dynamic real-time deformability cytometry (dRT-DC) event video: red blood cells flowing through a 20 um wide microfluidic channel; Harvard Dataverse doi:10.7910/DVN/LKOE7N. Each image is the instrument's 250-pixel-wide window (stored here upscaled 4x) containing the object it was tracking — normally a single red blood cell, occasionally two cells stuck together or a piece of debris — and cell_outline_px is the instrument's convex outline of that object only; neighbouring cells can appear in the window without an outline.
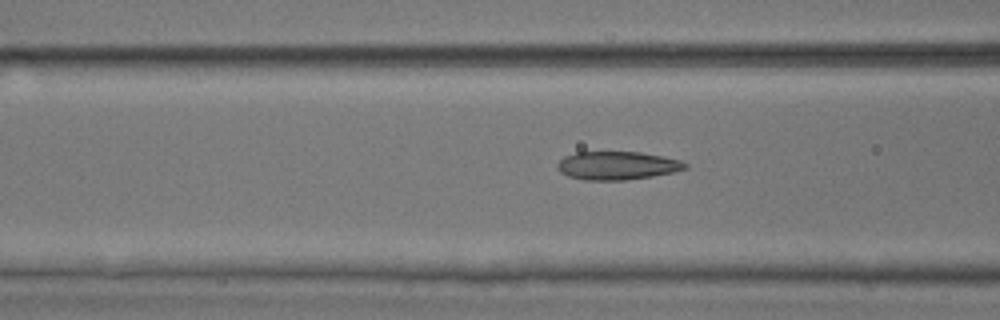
{"species": "common noctule bat (a hibernating species)", "species_latin": "Nyctalus noctula", "temperature_condition": "room temperature", "stored_images_in_passage": 42, "camera_frame_rate_fps": 3000, "um_per_image_px": 0.085, "animal": {"sex": "male", "body_mass_g": 17.9, "forearm_length_mm": 54.2}, "frame": {"image": 1, "passage_image": 21, "time_ms": 6.667, "image_size_px": [1000, 320], "cell_outline_px": [[688, 168], [672, 172], [652, 176], [624, 180], [584, 180], [568, 176], [560, 172], [556, 168], [556, 164], [564, 156], [576, 152], [640, 152], [664, 156], [680, 160], [688, 164]], "centroid_in_image_um": [52.44, 14.07], "position_along_channel_um": 114.2, "area_um2": 21.15}}
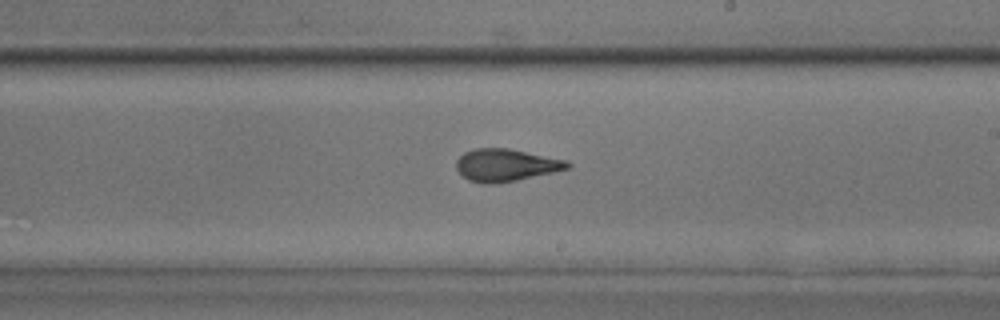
{"frame": {"image": 2, "passage_image": 31, "time_ms": 10.0, "image_size_px": [1000, 320], "cell_outline_px": [[572, 164], [568, 168], [552, 172], [516, 180], [496, 184], [480, 184], [468, 180], [456, 168], [456, 160], [464, 152], [476, 148], [508, 148], [568, 160]], "centroid_in_image_um": [42.98, 14.03], "position_along_channel_um": 246.0, "area_um2": 20.98}}
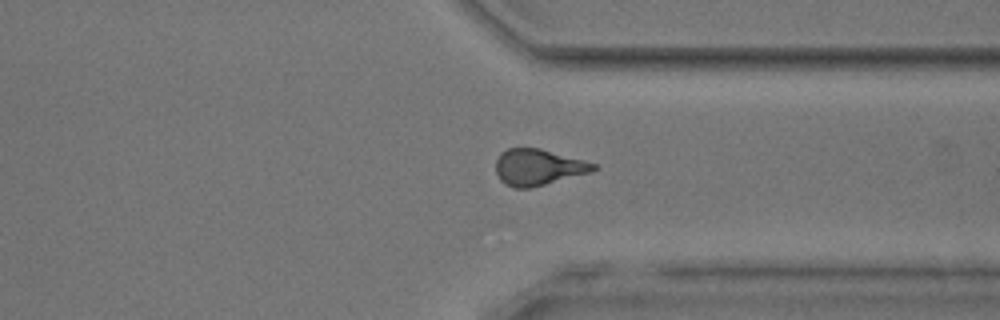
{"frame": {"image": 3, "passage_image": 40, "time_ms": 13.0, "image_size_px": [1000, 320], "cell_outline_px": [[596, 168], [588, 172], [544, 184], [528, 188], [512, 188], [504, 184], [500, 180], [496, 172], [496, 160], [500, 152], [508, 148], [540, 148], [584, 160], [596, 164]], "centroid_in_image_um": [45.67, 14.2], "position_along_channel_um": 365.7, "area_um2": 20.35}}